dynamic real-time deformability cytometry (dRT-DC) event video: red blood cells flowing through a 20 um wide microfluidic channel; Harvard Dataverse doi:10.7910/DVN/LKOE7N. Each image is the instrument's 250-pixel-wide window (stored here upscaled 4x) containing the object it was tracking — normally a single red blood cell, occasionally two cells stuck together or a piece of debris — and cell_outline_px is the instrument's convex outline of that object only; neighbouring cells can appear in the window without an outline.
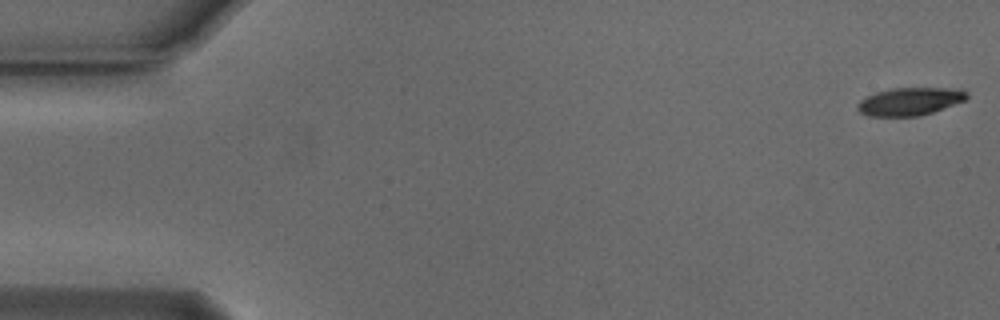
{"species": "Egyptian fruit bat (a non-hibernating species)", "species_latin": "Rousettus aegyptiacus", "temperature_condition": "cold", "stored_images_in_passage": 54, "camera_frame_rate_fps": 3000, "um_per_image_px": 0.085, "animal": {"sex": "male"}, "frame": {"image": 1, "passage_image": 1, "time_ms": 0.0, "image_size_px": [1000, 320], "cell_outline_px": [[968, 96], [964, 100], [932, 112], [920, 116], [868, 116], [860, 112], [856, 108], [856, 104], [860, 100], [876, 92], [892, 88], [964, 88], [968, 92]], "centroid_in_image_um": [77.33, 8.61], "position_along_channel_um": 7.7, "area_um2": 17.74}}
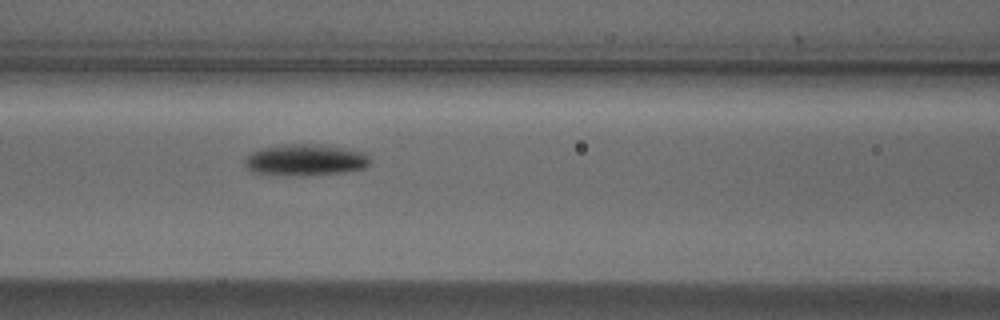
{"frame": {"image": 2, "passage_image": 23, "time_ms": 7.333, "image_size_px": [1000, 320], "cell_outline_px": [[368, 164], [364, 168], [344, 172], [304, 176], [252, 172], [244, 164], [244, 160], [252, 152], [264, 148], [292, 144], [320, 144], [348, 148], [364, 152], [368, 156]], "centroid_in_image_um": [25.99, 13.59], "position_along_channel_um": 140.6, "area_um2": 22.72}}
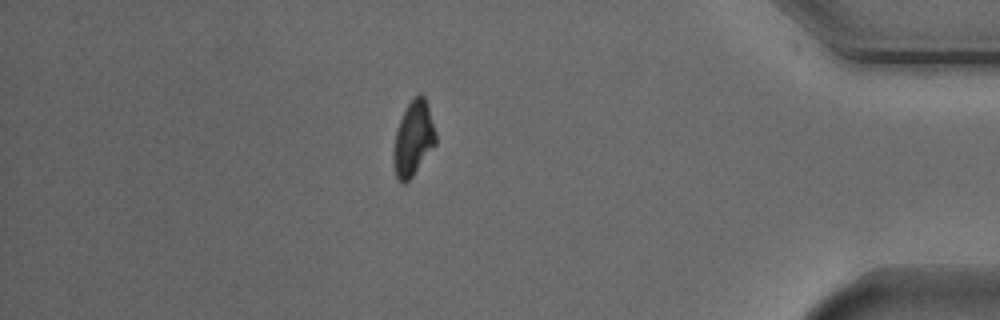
{"frame": {"image": 3, "passage_image": 47, "time_ms": 15.333, "image_size_px": [1000, 320], "cell_outline_px": [[436, 144], [412, 176], [404, 184], [396, 176], [392, 164], [392, 152], [396, 132], [400, 120], [408, 104], [420, 92], [424, 96], [428, 104], [436, 132]], "centroid_in_image_um": [35.13, 11.78], "position_along_channel_um": 400.1, "area_um2": 18.32}, "authors_computed_cell_mechanics": {"area_um2": 19.3052, "velocity_mm_per_s": 3.7588, "shape_relaxation_time_tau1_ms": 2.2027, "shape_relaxation_time_tau2_ms": null, "deformation_change_tau1": 0.1242, "deformation_change_tau2": null}}